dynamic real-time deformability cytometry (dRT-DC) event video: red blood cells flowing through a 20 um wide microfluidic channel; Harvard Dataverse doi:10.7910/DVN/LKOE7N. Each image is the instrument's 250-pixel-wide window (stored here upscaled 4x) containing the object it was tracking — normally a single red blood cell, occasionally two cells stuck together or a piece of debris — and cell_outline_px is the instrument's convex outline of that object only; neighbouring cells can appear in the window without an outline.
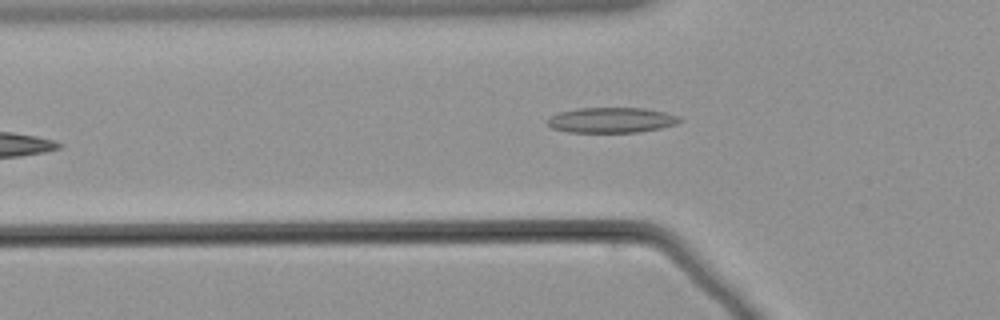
{"species": "common noctule bat (a hibernating species)", "species_latin": "Nyctalus noctula", "temperature_condition": "warm", "stored_images_in_passage": 38, "camera_frame_rate_fps": 3000, "um_per_image_px": 0.085, "animal": {"sex": "male", "body_mass_g": 21.5, "forearm_length_mm": 52.0}, "frame": {"image": 1, "passage_image": 2, "time_ms": 0.333, "image_size_px": [1000, 320], "cell_outline_px": [[684, 120], [676, 124], [660, 128], [636, 132], [568, 132], [552, 128], [548, 124], [548, 120], [552, 116], [560, 112], [576, 108], [644, 108], [664, 112], [680, 116]], "centroid_in_image_um": [52.01, 10.2], "position_along_channel_um": 73.8, "area_um2": 19.42}}
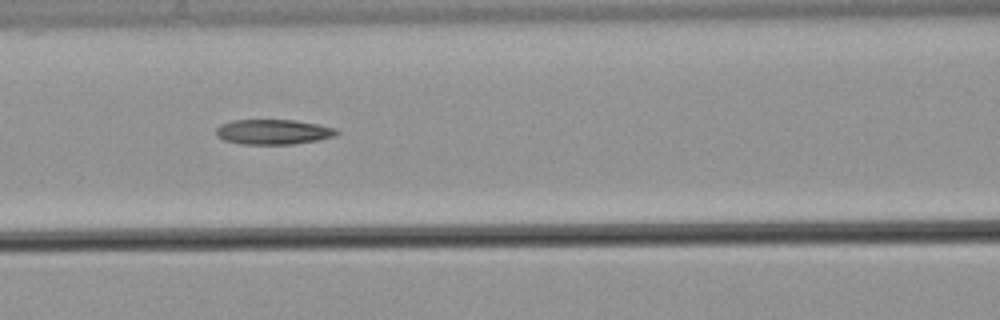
{"frame": {"image": 2, "passage_image": 8, "time_ms": 2.333, "image_size_px": [1000, 320], "cell_outline_px": [[340, 132], [336, 136], [316, 140], [292, 144], [240, 144], [224, 140], [216, 136], [216, 128], [220, 124], [232, 120], [296, 120], [336, 128]], "centroid_in_image_um": [23.21, 11.21], "position_along_channel_um": 143.4, "area_um2": 17.63}}
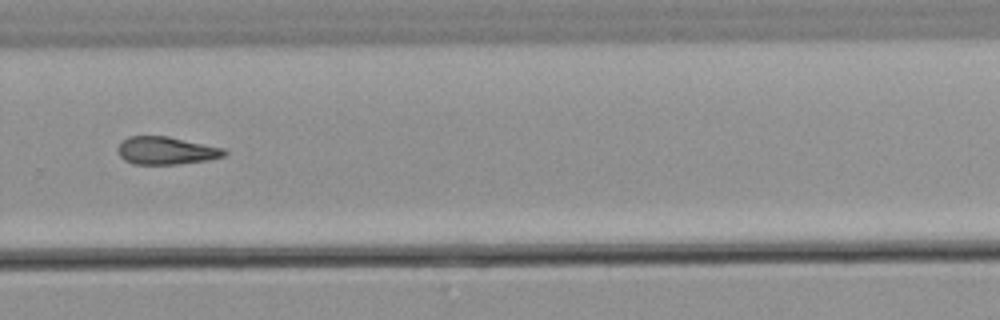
{"frame": {"image": 3, "passage_image": 23, "time_ms": 7.333, "image_size_px": [1000, 320], "cell_outline_px": [[228, 152], [224, 156], [208, 160], [180, 164], [132, 164], [124, 160], [120, 156], [116, 148], [128, 136], [168, 136], [224, 148]], "centroid_in_image_um": [14.13, 12.8], "position_along_channel_um": 315.7, "area_um2": 17.28}}